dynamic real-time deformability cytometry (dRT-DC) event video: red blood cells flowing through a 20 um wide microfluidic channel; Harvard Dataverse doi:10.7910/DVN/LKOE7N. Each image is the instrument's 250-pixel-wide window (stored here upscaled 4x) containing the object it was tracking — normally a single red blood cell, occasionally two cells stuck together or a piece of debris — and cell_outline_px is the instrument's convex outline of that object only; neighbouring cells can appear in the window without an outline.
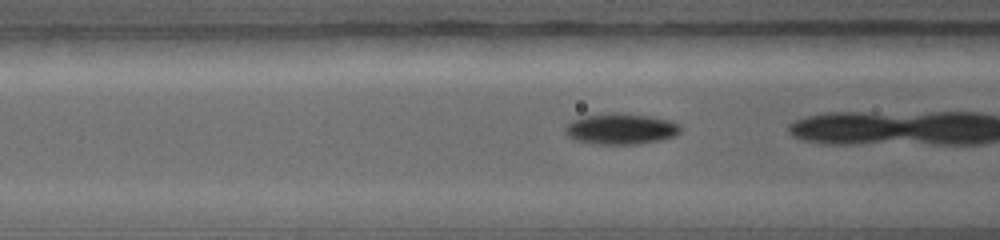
{"species": "common noctule bat (a hibernating species)", "species_latin": "Nyctalus noctula", "temperature_condition": "warm", "stored_images_in_passage": 28, "camera_frame_rate_fps": 5000, "um_per_image_px": 0.085, "animal": {"sex": "female", "body_mass_g": 19.0, "forearm_length_mm": 56.7}, "frame": {"image": 1, "passage_image": 5, "time_ms": 1.0, "image_size_px": [1000, 240], "cell_outline_px": [[684, 128], [676, 136], [660, 140], [640, 144], [596, 144], [572, 140], [564, 132], [564, 128], [572, 120], [584, 116], [612, 112], [616, 112], [648, 116], [672, 120], [680, 124]], "centroid_in_image_um": [52.8, 10.96], "position_along_channel_um": 113.8, "area_um2": 21.15}}